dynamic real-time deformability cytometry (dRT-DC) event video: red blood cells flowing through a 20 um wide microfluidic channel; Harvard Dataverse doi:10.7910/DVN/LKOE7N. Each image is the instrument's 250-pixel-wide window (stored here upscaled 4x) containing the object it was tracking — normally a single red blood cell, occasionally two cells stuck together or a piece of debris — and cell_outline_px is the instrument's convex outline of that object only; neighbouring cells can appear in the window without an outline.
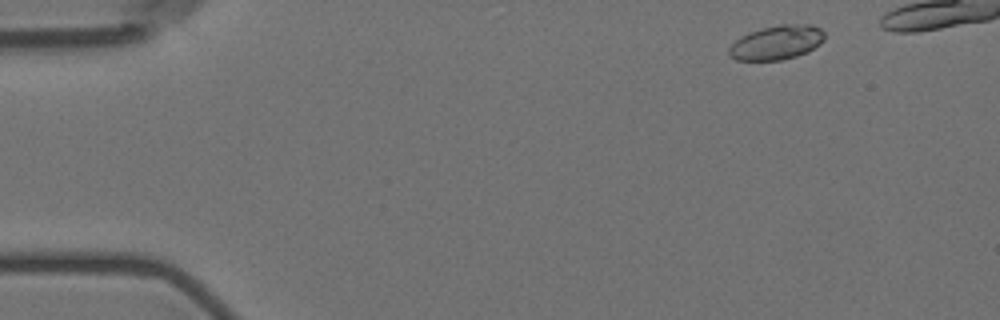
{"species": "Egyptian fruit bat (a non-hibernating species)", "species_latin": "Rousettus aegyptiacus", "temperature_condition": "room temperature", "stored_images_in_passage": 5, "camera_frame_rate_fps": 3000, "um_per_image_px": 0.085, "animal": {"sex": "female"}, "frame": {"image": 1, "passage_image": 1, "time_ms": 0.0, "image_size_px": [1000, 320], "cell_outline_px": [[824, 40], [820, 44], [808, 52], [796, 56], [780, 60], [736, 60], [728, 52], [728, 48], [740, 36], [764, 28], [780, 24], [812, 24], [820, 28], [824, 32]], "centroid_in_image_um": [66.05, 3.61], "position_along_channel_um": 18.9, "area_um2": 18.96}}